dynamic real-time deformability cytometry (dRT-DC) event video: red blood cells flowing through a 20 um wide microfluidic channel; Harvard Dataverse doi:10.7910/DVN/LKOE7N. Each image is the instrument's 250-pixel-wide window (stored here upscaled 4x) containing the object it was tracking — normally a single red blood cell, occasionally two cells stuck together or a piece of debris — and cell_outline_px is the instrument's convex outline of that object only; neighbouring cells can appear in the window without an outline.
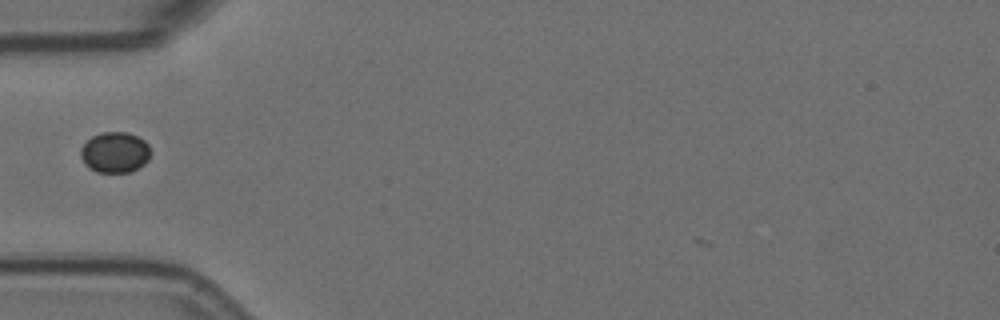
{"species": "Egyptian fruit bat (a non-hibernating species)", "species_latin": "Rousettus aegyptiacus", "temperature_condition": "room temperature", "stored_images_in_passage": 26, "camera_frame_rate_fps": 3000, "um_per_image_px": 0.085, "animal": {"sex": "female"}, "frame": {"image": 1, "passage_image": 3, "time_ms": 0.667, "image_size_px": [1000, 320], "cell_outline_px": [[148, 160], [144, 164], [132, 172], [96, 172], [88, 168], [84, 164], [80, 156], [80, 148], [92, 136], [100, 132], [124, 132], [136, 136], [144, 140], [148, 144]], "centroid_in_image_um": [9.72, 12.96], "position_along_channel_um": 75.3, "area_um2": 16.59}}